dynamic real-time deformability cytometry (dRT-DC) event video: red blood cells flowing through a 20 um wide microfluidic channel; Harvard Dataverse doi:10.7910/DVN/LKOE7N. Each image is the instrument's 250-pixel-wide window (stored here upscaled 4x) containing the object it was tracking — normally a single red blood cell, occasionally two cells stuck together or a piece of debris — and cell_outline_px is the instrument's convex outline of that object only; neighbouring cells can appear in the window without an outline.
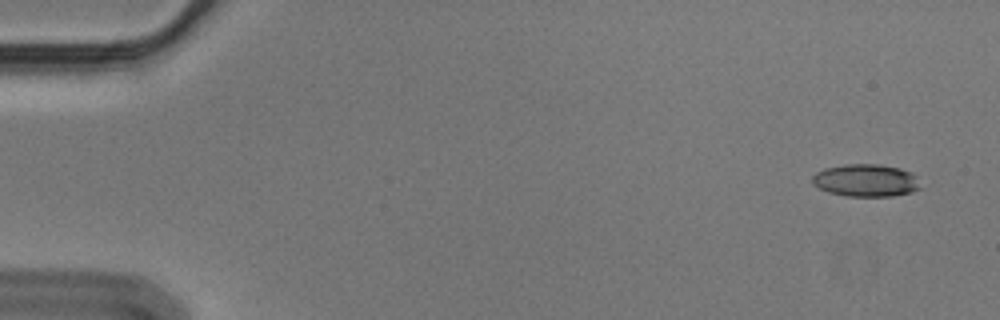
{"species": "Egyptian fruit bat (a non-hibernating species)", "species_latin": "Rousettus aegyptiacus", "temperature_condition": "cold", "stored_images_in_passage": 54, "camera_frame_rate_fps": 3000, "um_per_image_px": 0.085, "animal": {"sex": "male"}, "frame": {"image": 1, "passage_image": 1, "time_ms": 0.0, "image_size_px": [1000, 320], "cell_outline_px": [[920, 188], [912, 192], [892, 196], [848, 196], [828, 192], [812, 184], [812, 176], [816, 172], [824, 168], [848, 164], [876, 164], [900, 168], [912, 172], [916, 176]], "centroid_in_image_um": [73.59, 15.33], "position_along_channel_um": 11.4, "area_um2": 20.46}}
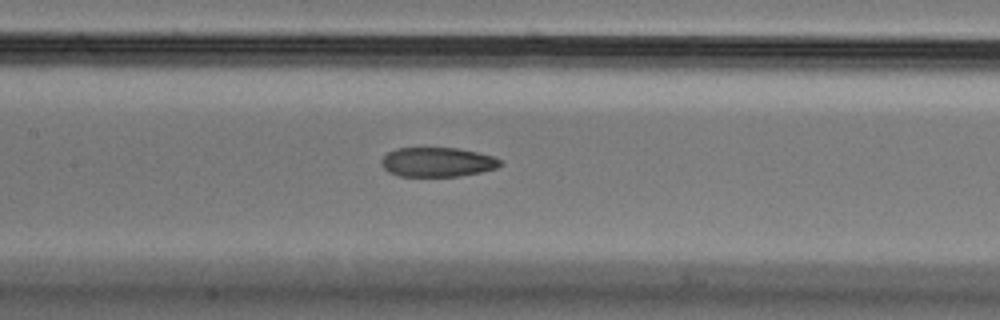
{"frame": {"image": 2, "passage_image": 25, "time_ms": 8.0, "image_size_px": [1000, 320], "cell_outline_px": [[504, 164], [496, 168], [480, 172], [460, 176], [400, 176], [388, 172], [380, 164], [380, 160], [388, 152], [396, 148], [460, 148], [492, 156], [504, 160]], "centroid_in_image_um": [37.19, 13.77], "position_along_channel_um": 170.2, "area_um2": 20.52}}
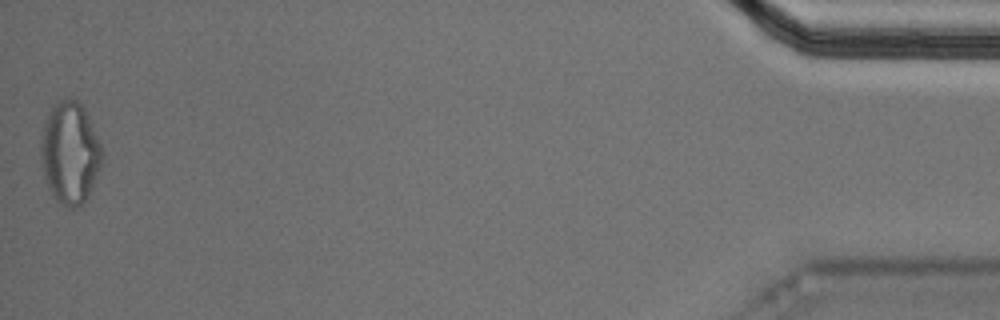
{"frame": {"image": 3, "passage_image": 54, "time_ms": 17.667, "image_size_px": [1000, 320], "cell_outline_px": [[104, 156], [100, 168], [88, 196], [76, 208], [68, 208], [56, 200], [52, 196], [48, 188], [44, 176], [40, 160], [40, 140], [44, 120], [52, 104], [64, 100], [76, 100], [84, 108], [104, 152]], "centroid_in_image_um": [5.92, 13.01], "position_along_channel_um": 429.3, "area_um2": 36.53}, "authors_computed_cell_mechanics": {"area_um2": 21.7328, "velocity_mm_per_s": 3.5956, "shape_relaxation_time_tau1_ms": 11.2898, "shape_relaxation_time_tau2_ms": 5.6183, "deformation_change_tau1": 0.2202, "deformation_change_tau2": 0.1343}}